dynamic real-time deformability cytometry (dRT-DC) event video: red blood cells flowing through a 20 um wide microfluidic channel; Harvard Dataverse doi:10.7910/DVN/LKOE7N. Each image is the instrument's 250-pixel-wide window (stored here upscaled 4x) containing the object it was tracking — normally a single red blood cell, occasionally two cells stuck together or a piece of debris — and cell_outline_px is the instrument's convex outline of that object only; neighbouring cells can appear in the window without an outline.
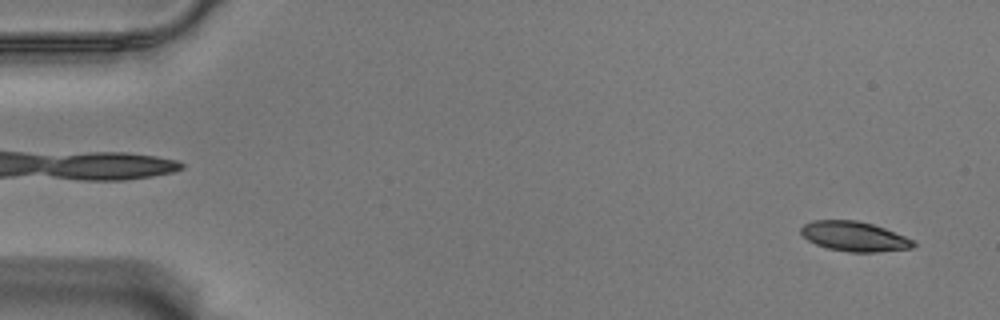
{"species": "Egyptian fruit bat (a non-hibernating species)", "species_latin": "Rousettus aegyptiacus", "temperature_condition": "warm", "stored_images_in_passage": 57, "camera_frame_rate_fps": 3000, "um_per_image_px": 0.085, "animal": {"sex": "male"}, "frame": {"image": 1, "passage_image": 3, "time_ms": 0.667, "image_size_px": [1000, 320], "cell_outline_px": [[916, 244], [912, 248], [880, 252], [848, 252], [828, 248], [816, 244], [808, 240], [800, 232], [800, 228], [804, 224], [812, 220], [856, 220], [872, 224], [884, 228], [904, 236], [912, 240]], "centroid_in_image_um": [72.6, 20.09], "position_along_channel_um": 12.4, "area_um2": 19.42}}
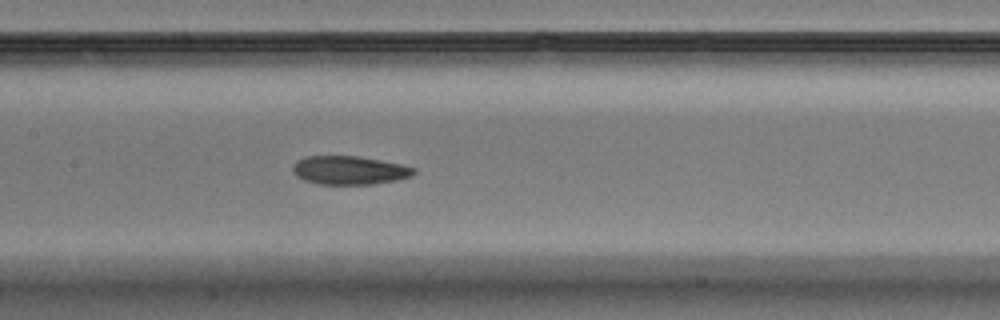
{"frame": {"image": 2, "passage_image": 28, "time_ms": 9.0, "image_size_px": [1000, 320], "cell_outline_px": [[416, 172], [412, 176], [396, 180], [372, 184], [320, 184], [304, 180], [296, 176], [292, 172], [292, 164], [296, 160], [308, 156], [360, 156], [400, 164], [416, 168]], "centroid_in_image_um": [29.67, 14.47], "position_along_channel_um": 177.7, "area_um2": 20.23}}
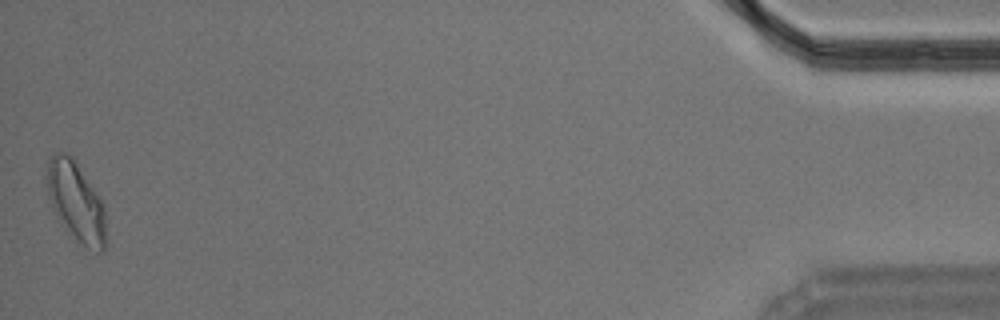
{"frame": {"image": 3, "passage_image": 57, "time_ms": 18.667, "image_size_px": [1000, 320], "cell_outline_px": [[104, 252], [96, 252], [88, 248], [68, 228], [48, 200], [44, 176], [48, 160], [56, 152], [64, 152], [72, 156], [76, 160], [100, 200], [104, 208]], "centroid_in_image_um": [6.41, 17.02], "position_along_channel_um": 428.8, "area_um2": 26.53}, "authors_computed_cell_mechanics": {"area_um2": 20.519, "velocity_mm_per_s": 3.5264, "shape_relaxation_time_tau1_ms": null, "shape_relaxation_time_tau2_ms": 4.7769, "deformation_change_tau1": null, "deformation_change_tau2": 0.1023}}